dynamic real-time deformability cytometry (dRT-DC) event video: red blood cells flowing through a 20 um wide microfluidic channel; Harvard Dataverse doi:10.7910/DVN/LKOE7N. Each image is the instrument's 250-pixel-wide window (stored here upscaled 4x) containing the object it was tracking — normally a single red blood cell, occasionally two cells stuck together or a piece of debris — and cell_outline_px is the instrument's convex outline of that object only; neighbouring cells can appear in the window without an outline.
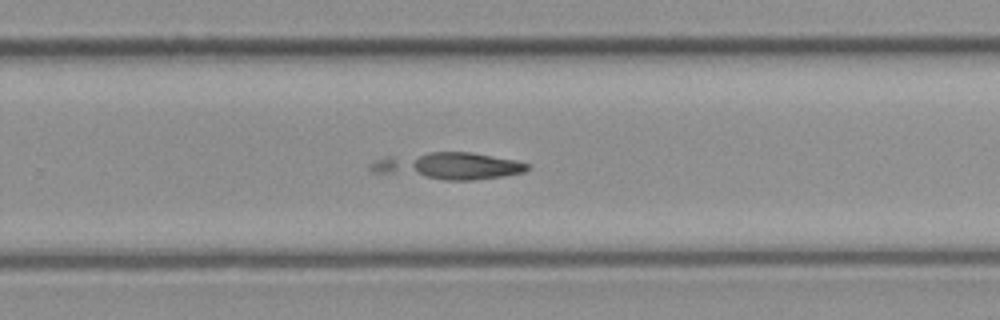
{"species": "common noctule bat (a hibernating species)", "species_latin": "Nyctalus noctula", "temperature_condition": "cold", "stored_images_in_passage": 27, "camera_frame_rate_fps": 3000, "um_per_image_px": 0.085, "animal": {"sex": "female", "body_mass_g": 21.9}, "frame": {"image": 1, "passage_image": 15, "time_ms": 4.667, "image_size_px": [1000, 320], "cell_outline_px": [[532, 168], [524, 172], [504, 176], [476, 180], [444, 180], [368, 172], [368, 164], [376, 160], [388, 156], [428, 152], [472, 152], [516, 160], [532, 164]], "centroid_in_image_um": [38.12, 14.1], "position_along_channel_um": 291.7, "area_um2": 25.03}}
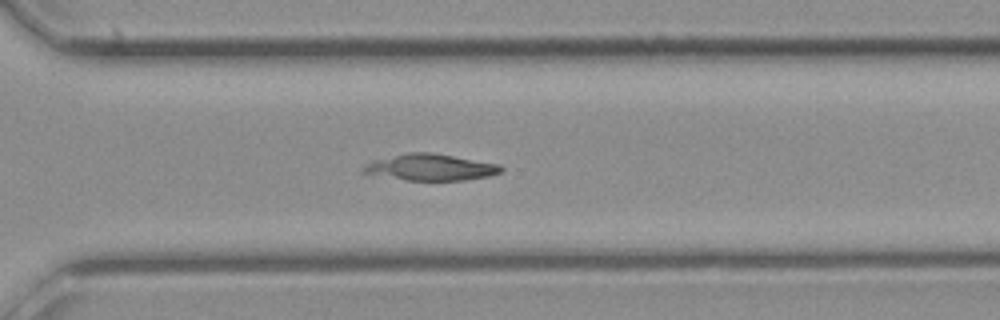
{"frame": {"image": 2, "passage_image": 17, "time_ms": 5.333, "image_size_px": [1000, 320], "cell_outline_px": [[504, 168], [500, 172], [488, 176], [464, 180], [408, 180], [360, 172], [368, 164], [376, 160], [408, 152], [432, 152], [500, 164]], "centroid_in_image_um": [36.66, 14.21], "position_along_channel_um": 333.9, "area_um2": 20.81}}
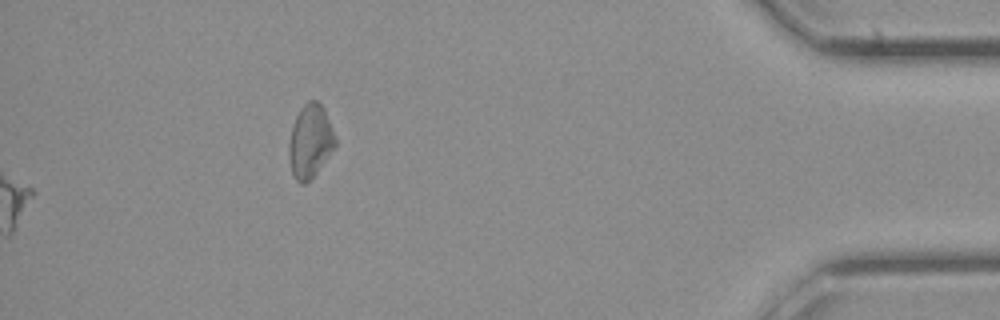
{"frame": {"image": 3, "passage_image": 27, "time_ms": 8.667, "image_size_px": [1000, 320], "cell_outline_px": [[336, 144], [328, 156], [316, 172], [304, 184], [300, 184], [296, 180], [292, 172], [288, 156], [288, 144], [292, 124], [300, 108], [308, 100], [316, 100], [324, 108], [336, 140]], "centroid_in_image_um": [26.33, 11.98], "position_along_channel_um": 408.9, "area_um2": 19.59}}